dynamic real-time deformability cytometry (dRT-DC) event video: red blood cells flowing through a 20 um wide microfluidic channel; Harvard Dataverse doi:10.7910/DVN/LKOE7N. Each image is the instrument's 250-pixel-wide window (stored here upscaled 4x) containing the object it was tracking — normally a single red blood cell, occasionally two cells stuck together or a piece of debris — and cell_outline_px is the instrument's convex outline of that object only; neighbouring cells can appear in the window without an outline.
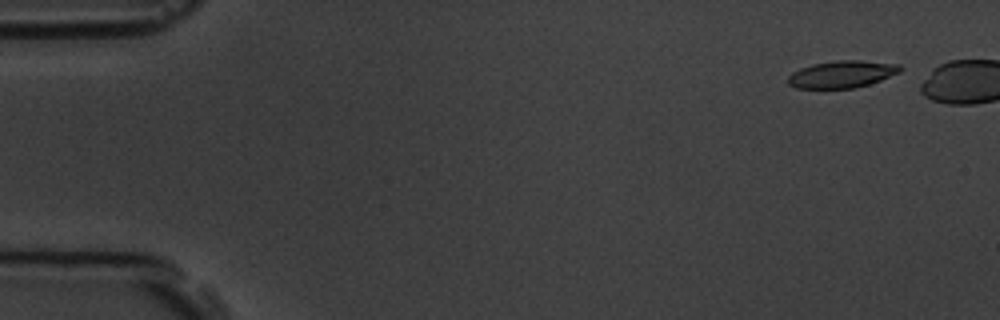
{"species": "common noctule bat (a hibernating species)", "species_latin": "Nyctalus noctula", "temperature_condition": "room temperature", "stored_images_in_passage": 7, "camera_frame_rate_fps": 3000, "um_per_image_px": 0.085, "animal": {"sex": "male", "body_mass_g": 19.5, "forearm_length_mm": 54.6}, "frame": {"image": 1, "passage_image": 1, "time_ms": 0.0, "image_size_px": [1000, 320], "cell_outline_px": [[904, 68], [900, 72], [880, 80], [856, 88], [796, 88], [788, 84], [788, 76], [792, 72], [800, 68], [812, 64], [836, 60], [860, 60], [900, 64]], "centroid_in_image_um": [71.57, 6.3], "position_along_channel_um": 13.4, "area_um2": 17.8}}